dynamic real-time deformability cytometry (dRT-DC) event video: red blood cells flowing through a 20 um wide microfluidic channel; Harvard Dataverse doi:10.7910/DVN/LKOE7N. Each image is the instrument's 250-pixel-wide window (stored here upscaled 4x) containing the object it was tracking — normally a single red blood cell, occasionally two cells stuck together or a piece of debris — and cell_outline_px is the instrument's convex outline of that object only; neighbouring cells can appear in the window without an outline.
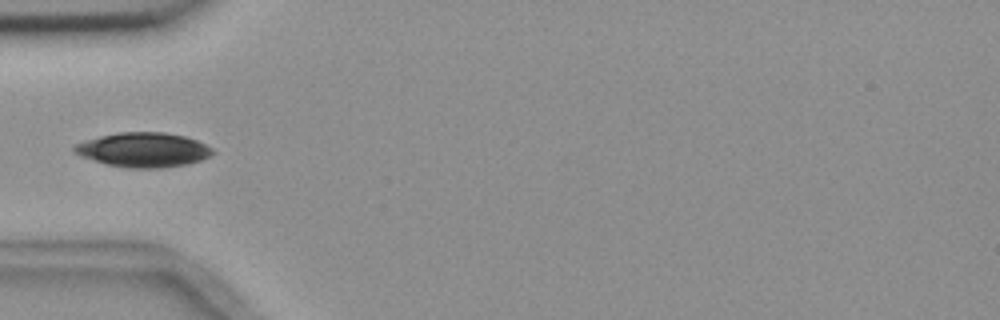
{"species": "common noctule bat (a hibernating species)", "species_latin": "Nyctalus noctula", "temperature_condition": "room temperature", "stored_images_in_passage": 7, "camera_frame_rate_fps": 3000, "um_per_image_px": 0.085, "animal": {"sex": "female", "body_mass_g": 18.4}, "frame": {"image": 1, "passage_image": 4, "time_ms": 3.667, "image_size_px": [1000, 320], "cell_outline_px": [[216, 152], [200, 160], [188, 164], [160, 168], [128, 168], [108, 164], [80, 156], [72, 152], [72, 144], [84, 140], [100, 136], [120, 132], [164, 132], [184, 136], [196, 140], [212, 148]], "centroid_in_image_um": [12.14, 12.73], "position_along_channel_um": 72.9, "area_um2": 27.86}}
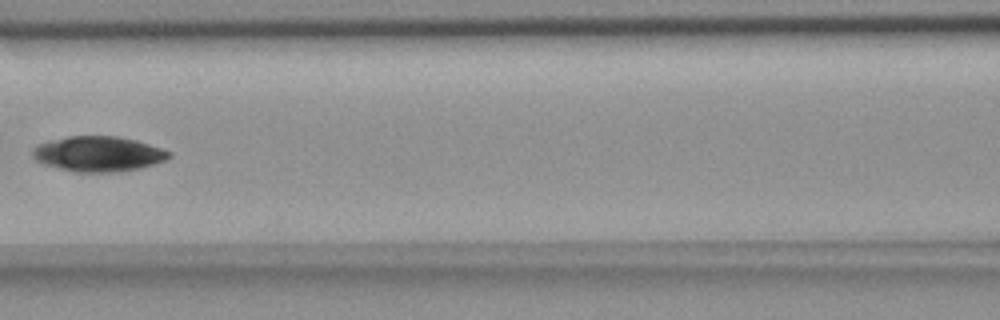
{"frame": {"image": 2, "passage_image": 6, "time_ms": 6.0, "image_size_px": [1000, 320], "cell_outline_px": [[172, 156], [164, 160], [140, 168], [120, 172], [76, 172], [44, 164], [36, 160], [32, 156], [32, 148], [48, 140], [68, 136], [116, 136], [136, 140], [172, 152]], "centroid_in_image_um": [8.34, 13.08], "position_along_channel_um": 158.3, "area_um2": 27.92}}
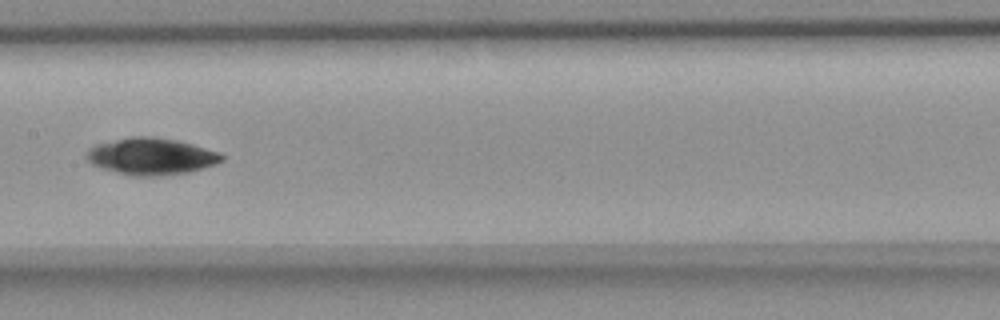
{"frame": {"image": 3, "passage_image": 7, "time_ms": 7.0, "image_size_px": [1000, 320], "cell_outline_px": [[224, 160], [216, 164], [188, 172], [160, 176], [132, 176], [100, 168], [92, 164], [84, 156], [88, 148], [96, 144], [132, 136], [152, 136], [176, 140], [192, 144], [220, 152], [224, 156]], "centroid_in_image_um": [12.84, 13.29], "position_along_channel_um": 194.6, "area_um2": 29.13}}